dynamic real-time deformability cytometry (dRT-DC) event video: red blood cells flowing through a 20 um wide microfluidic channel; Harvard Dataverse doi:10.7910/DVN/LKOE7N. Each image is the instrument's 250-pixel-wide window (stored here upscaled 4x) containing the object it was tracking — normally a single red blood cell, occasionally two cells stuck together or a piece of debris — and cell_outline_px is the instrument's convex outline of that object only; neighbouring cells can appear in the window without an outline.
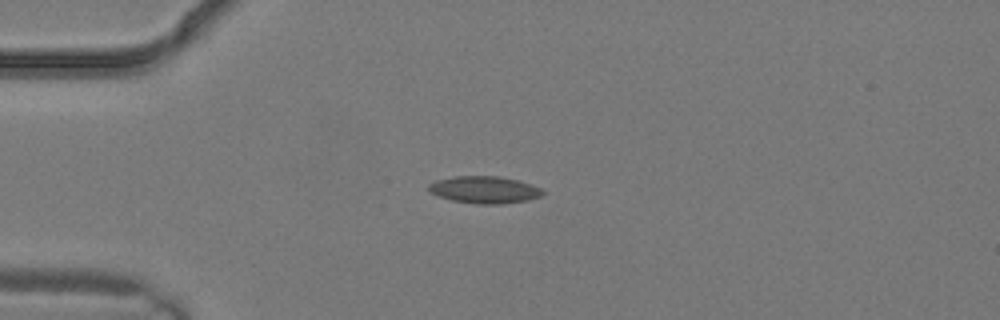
{"species": "common noctule bat (a hibernating species)", "species_latin": "Nyctalus noctula", "temperature_condition": "warm", "stored_images_in_passage": 1, "camera_frame_rate_fps": 3000, "um_per_image_px": 0.085, "animal": {"sex": "male", "body_mass_g": 19.2, "forearm_length_mm": 51.8}, "frame": {"image": 1, "passage_image": 1, "time_ms": 0.0, "image_size_px": [1000, 320], "cell_outline_px": [[544, 192], [540, 196], [528, 200], [504, 204], [476, 204], [452, 200], [440, 196], [432, 192], [428, 188], [428, 184], [436, 180], [452, 176], [496, 176], [520, 180], [532, 184], [540, 188]], "centroid_in_image_um": [41.2, 16.12], "position_along_channel_um": 43.8, "area_um2": 18.03}}